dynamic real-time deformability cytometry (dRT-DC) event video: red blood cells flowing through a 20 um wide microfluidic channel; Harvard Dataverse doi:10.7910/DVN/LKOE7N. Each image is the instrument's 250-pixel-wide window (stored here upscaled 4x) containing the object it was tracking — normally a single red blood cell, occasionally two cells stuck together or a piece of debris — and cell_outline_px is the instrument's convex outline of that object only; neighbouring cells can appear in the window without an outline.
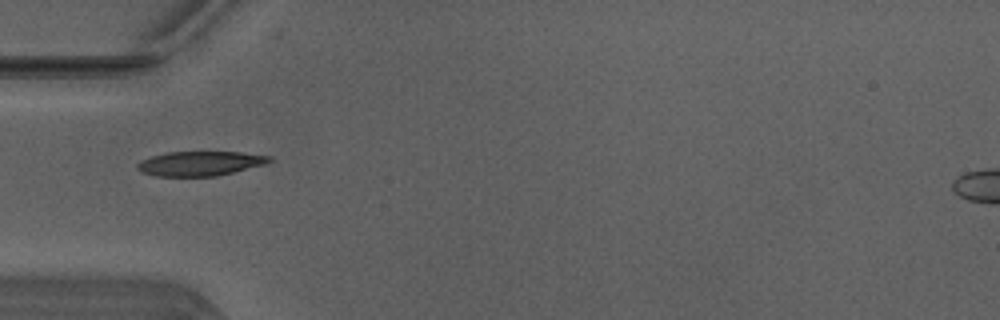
{"species": "Egyptian fruit bat (a non-hibernating species)", "species_latin": "Rousettus aegyptiacus", "temperature_condition": "warm", "stored_images_in_passage": 21, "camera_frame_rate_fps": 3000, "um_per_image_px": 0.085, "animal": {"sex": "male"}, "frame": {"image": 1, "passage_image": 1, "time_ms": 0.0, "image_size_px": [1000, 320], "cell_outline_px": [[272, 160], [264, 164], [216, 176], [156, 176], [140, 172], [136, 168], [136, 164], [140, 160], [152, 156], [168, 152], [240, 152], [272, 156]], "centroid_in_image_um": [16.96, 13.89], "position_along_channel_um": 68.0, "area_um2": 18.79}}
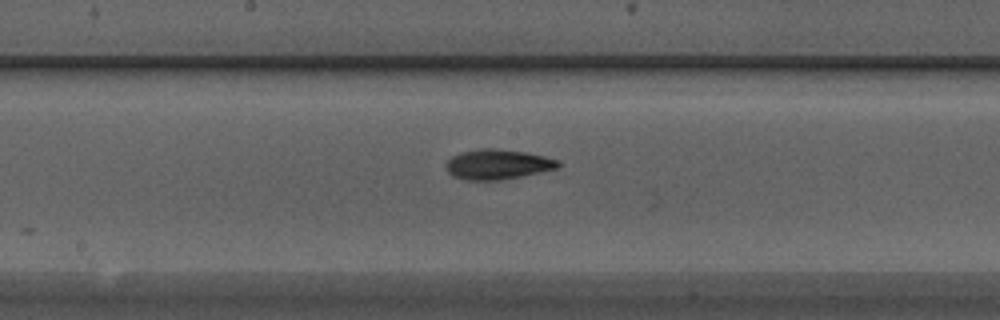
{"frame": {"image": 2, "passage_image": 11, "time_ms": 3.333, "image_size_px": [1000, 320], "cell_outline_px": [[560, 164], [556, 168], [540, 172], [500, 180], [464, 180], [452, 176], [448, 172], [448, 160], [452, 156], [460, 152], [484, 148], [492, 148], [524, 152], [544, 156], [560, 160]], "centroid_in_image_um": [42.29, 13.97], "position_along_channel_um": 205.9, "area_um2": 19.36}}
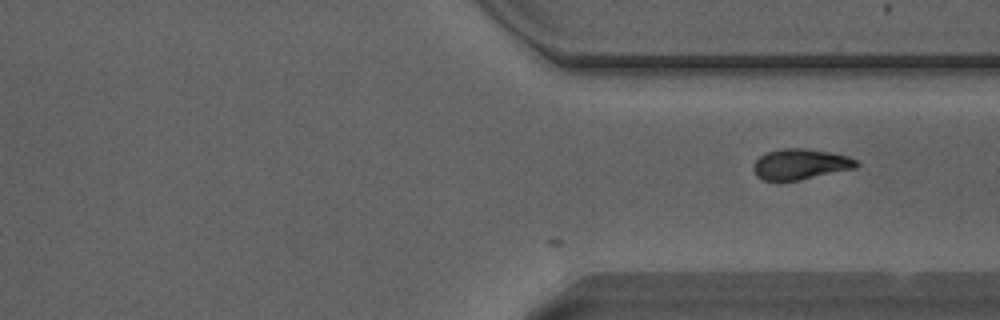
{"frame": {"image": 3, "passage_image": 21, "time_ms": 6.667, "image_size_px": [1000, 320], "cell_outline_px": [[860, 164], [856, 168], [800, 180], [760, 180], [756, 176], [752, 168], [752, 164], [764, 152], [780, 148], [804, 148], [828, 152], [848, 156], [856, 160]], "centroid_in_image_um": [67.99, 13.95], "position_along_channel_um": 343.4, "area_um2": 18.55}}